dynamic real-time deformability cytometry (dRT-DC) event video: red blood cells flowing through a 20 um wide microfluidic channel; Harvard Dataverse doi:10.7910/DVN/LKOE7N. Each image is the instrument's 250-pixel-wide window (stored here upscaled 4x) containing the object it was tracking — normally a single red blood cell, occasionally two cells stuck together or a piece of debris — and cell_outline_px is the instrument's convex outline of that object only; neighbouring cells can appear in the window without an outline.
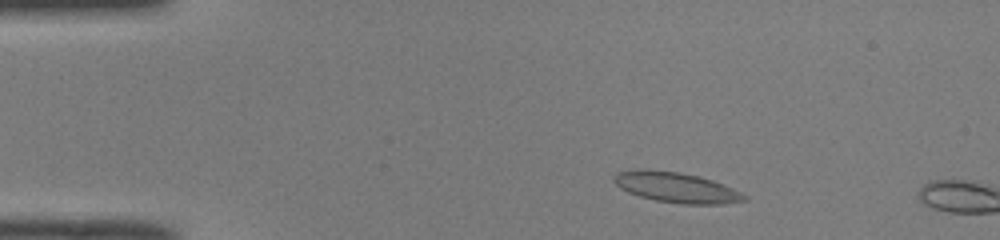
{"species": "common noctule bat (a hibernating species)", "species_latin": "Nyctalus noctula", "temperature_condition": "room temperature", "stored_images_in_passage": 7, "camera_frame_rate_fps": 3000, "um_per_image_px": 0.085, "animal": {"sex": "male", "body_mass_g": 19.0, "forearm_length_mm": 50.8}, "frame": {"image": 1, "passage_image": 5, "time_ms": 1.333, "image_size_px": [1000, 240], "cell_outline_px": [[748, 200], [724, 204], [680, 204], [656, 200], [640, 196], [628, 192], [620, 188], [612, 180], [612, 176], [616, 172], [636, 168], [644, 168], [680, 172], [700, 176], [712, 180], [732, 188], [748, 196]], "centroid_in_image_um": [57.45, 15.91], "position_along_channel_um": 27.6, "area_um2": 23.35}}